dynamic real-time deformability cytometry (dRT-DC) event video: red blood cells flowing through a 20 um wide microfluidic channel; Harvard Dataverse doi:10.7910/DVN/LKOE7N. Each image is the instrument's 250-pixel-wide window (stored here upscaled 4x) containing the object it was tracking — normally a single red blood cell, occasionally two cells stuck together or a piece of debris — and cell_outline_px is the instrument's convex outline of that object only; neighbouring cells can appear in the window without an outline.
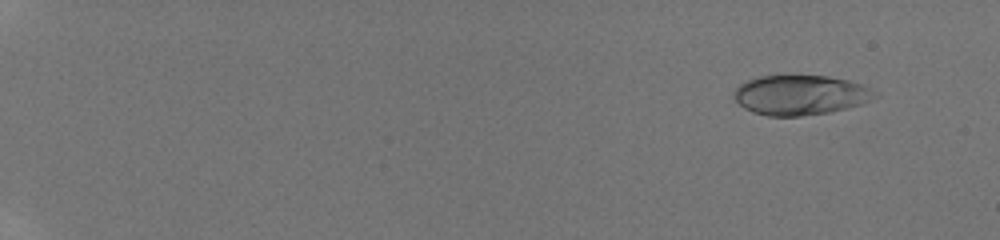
{"species": "human", "species_latin": "Homo sapiens", "temperature_condition": "room temperature", "stored_images_in_passage": 11, "camera_frame_rate_fps": 3000, "um_per_image_px": 0.085, "donor": {"sex": "male"}, "frame": {"image": 1, "passage_image": 3, "time_ms": 1.333, "image_size_px": [1000, 240], "cell_outline_px": [[880, 96], [872, 100], [860, 104], [828, 112], [800, 116], [768, 116], [752, 112], [744, 108], [732, 96], [732, 92], [740, 84], [748, 80], [760, 76], [828, 76], [848, 80], [864, 84], [872, 88]], "centroid_in_image_um": [68.05, 8.07], "position_along_channel_um": 17.0, "area_um2": 32.77}}
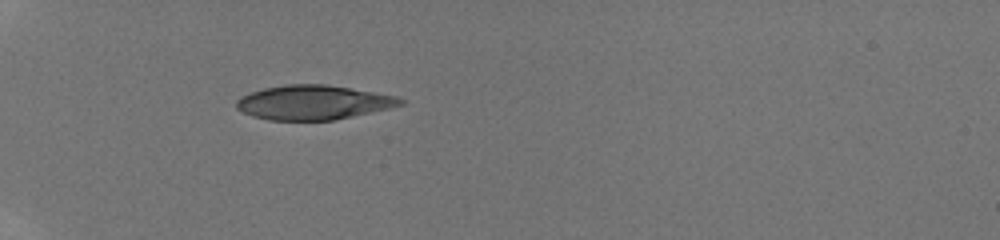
{"frame": {"image": 2, "passage_image": 9, "time_ms": 6.333, "image_size_px": [1000, 240], "cell_outline_px": [[404, 104], [388, 108], [352, 116], [332, 120], [268, 120], [252, 116], [236, 108], [236, 100], [240, 96], [264, 88], [288, 84], [328, 84], [352, 88], [396, 96], [404, 100]], "centroid_in_image_um": [26.61, 8.7], "position_along_channel_um": 58.4, "area_um2": 32.71}}